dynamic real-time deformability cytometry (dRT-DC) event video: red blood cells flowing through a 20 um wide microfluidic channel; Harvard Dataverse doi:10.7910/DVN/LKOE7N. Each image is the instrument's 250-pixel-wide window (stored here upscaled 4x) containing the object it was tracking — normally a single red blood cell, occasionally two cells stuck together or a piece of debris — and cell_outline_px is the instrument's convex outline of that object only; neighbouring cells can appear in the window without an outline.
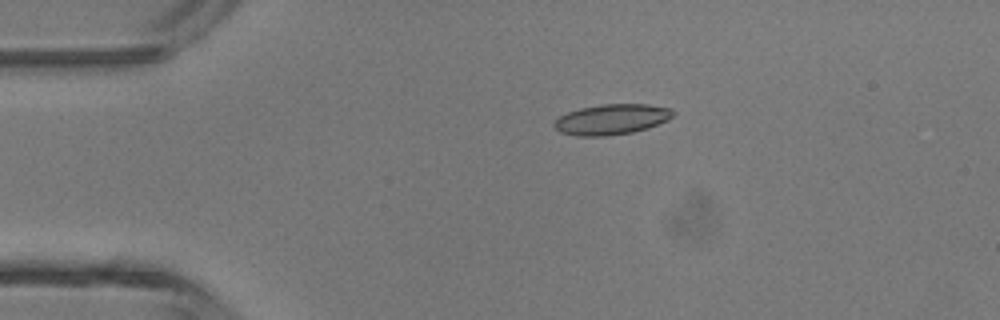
{"species": "common noctule bat (a hibernating species)", "species_latin": "Nyctalus noctula", "temperature_condition": "room temperature", "stored_images_in_passage": 4, "camera_frame_rate_fps": 3000, "um_per_image_px": 0.085, "animal": {"sex": "male", "body_mass_g": 13.3}, "frame": {"image": 1, "passage_image": 3, "time_ms": 0.667, "image_size_px": [1000, 320], "cell_outline_px": [[676, 112], [668, 120], [648, 128], [632, 132], [608, 136], [580, 136], [560, 132], [552, 124], [560, 116], [568, 112], [580, 108], [600, 104], [648, 104], [672, 108]], "centroid_in_image_um": [52.02, 10.14], "position_along_channel_um": 33.0, "area_um2": 21.15}}